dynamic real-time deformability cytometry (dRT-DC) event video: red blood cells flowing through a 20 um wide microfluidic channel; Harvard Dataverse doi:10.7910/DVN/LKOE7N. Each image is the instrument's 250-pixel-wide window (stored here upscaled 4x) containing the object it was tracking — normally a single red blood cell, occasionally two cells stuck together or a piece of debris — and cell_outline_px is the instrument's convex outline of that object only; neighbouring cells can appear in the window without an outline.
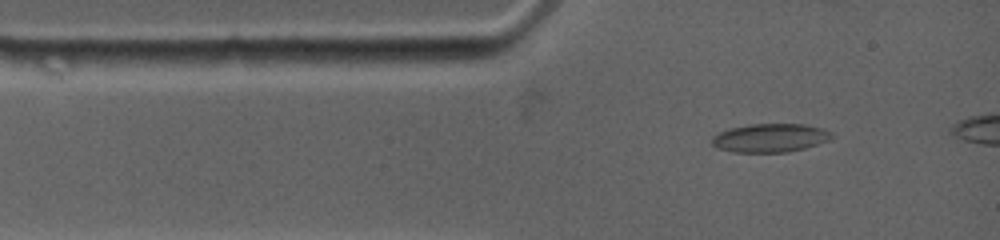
{"species": "common noctule bat (a hibernating species)", "species_latin": "Nyctalus noctula", "temperature_condition": "warm", "stored_images_in_passage": 17, "camera_frame_rate_fps": 4500, "um_per_image_px": 0.085, "animal": {"sex": "female", "body_mass_g": 19.0, "forearm_length_mm": 53.3}, "frame": {"image": 1, "passage_image": 1, "time_ms": 0.0, "image_size_px": [1000, 240], "cell_outline_px": [[832, 136], [828, 140], [804, 148], [788, 152], [732, 152], [716, 148], [712, 144], [712, 136], [720, 132], [732, 128], [752, 124], [804, 124], [820, 128], [832, 132]], "centroid_in_image_um": [65.43, 11.73], "position_along_channel_um": 19.6, "area_um2": 19.71}}
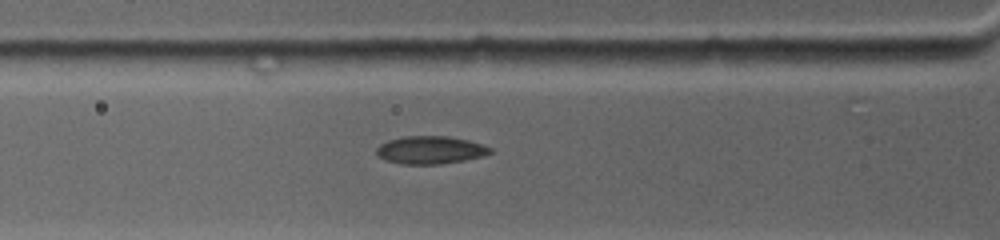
{"frame": {"image": 2, "passage_image": 13, "time_ms": 2.222, "image_size_px": [1000, 240], "cell_outline_px": [[492, 152], [484, 156], [464, 160], [440, 164], [400, 164], [384, 160], [376, 152], [376, 148], [380, 144], [388, 140], [404, 136], [448, 136], [468, 140], [492, 148]], "centroid_in_image_um": [36.57, 12.75], "position_along_channel_um": 89.2, "area_um2": 18.44}}